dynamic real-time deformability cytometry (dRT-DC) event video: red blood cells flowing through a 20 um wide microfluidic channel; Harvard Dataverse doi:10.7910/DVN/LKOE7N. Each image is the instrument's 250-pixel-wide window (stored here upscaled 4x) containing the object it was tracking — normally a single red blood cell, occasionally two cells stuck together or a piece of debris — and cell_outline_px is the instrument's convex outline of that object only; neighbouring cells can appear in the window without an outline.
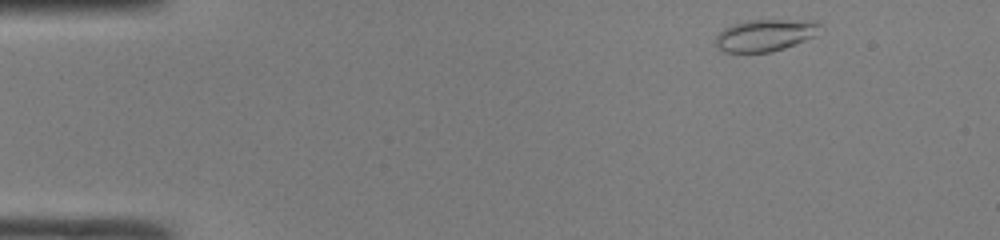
{"species": "common noctule bat (a hibernating species)", "species_latin": "Nyctalus noctula", "temperature_condition": "room temperature", "stored_images_in_passage": 45, "camera_frame_rate_fps": 3000, "um_per_image_px": 0.085, "animal": {"sex": "male", "body_mass_g": 19.0, "forearm_length_mm": 50.8}, "frame": {"image": 1, "passage_image": 2, "time_ms": 0.333, "image_size_px": [1000, 240], "cell_outline_px": [[824, 28], [816, 36], [784, 48], [772, 52], [724, 52], [716, 44], [716, 36], [724, 28], [732, 24], [748, 20], [816, 20]], "centroid_in_image_um": [65.11, 2.98], "position_along_channel_um": 19.9, "area_um2": 19.59}}
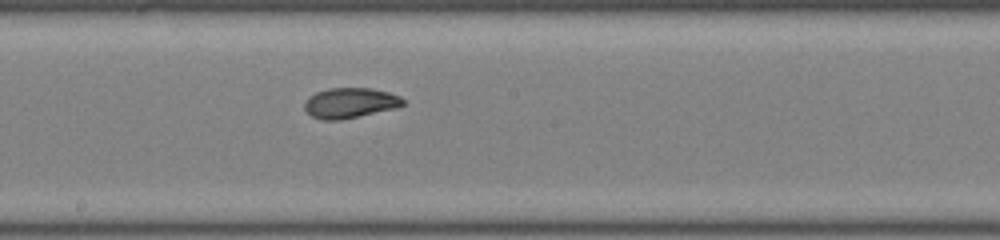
{"frame": {"image": 2, "passage_image": 23, "time_ms": 7.333, "image_size_px": [1000, 240], "cell_outline_px": [[404, 104], [396, 108], [340, 120], [320, 120], [312, 116], [304, 108], [304, 100], [308, 96], [316, 92], [328, 88], [372, 88], [388, 92], [400, 96], [404, 100]], "centroid_in_image_um": [29.72, 8.74], "position_along_channel_um": 218.5, "area_um2": 17.46}}
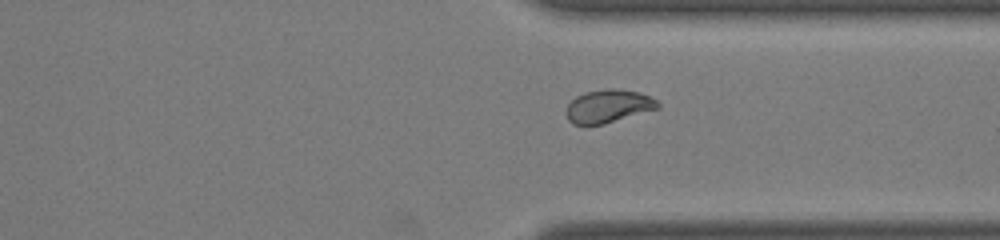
{"frame": {"image": 3, "passage_image": 33, "time_ms": 10.667, "image_size_px": [1000, 240], "cell_outline_px": [[660, 108], [604, 124], [572, 124], [568, 120], [564, 112], [568, 104], [576, 96], [584, 92], [608, 88], [616, 88], [640, 92], [656, 100], [660, 104]], "centroid_in_image_um": [51.69, 9.02], "position_along_channel_um": 359.7, "area_um2": 17.8}, "authors_computed_cell_mechanics": {"area_um2": 17.8024, "velocity_mm_per_s": 4.2134, "shape_relaxation_time_tau1_ms": 4.9719, "shape_relaxation_time_tau2_ms": 1.603, "deformation_change_tau1": 0.1943, "deformation_change_tau2": 0.0595}}